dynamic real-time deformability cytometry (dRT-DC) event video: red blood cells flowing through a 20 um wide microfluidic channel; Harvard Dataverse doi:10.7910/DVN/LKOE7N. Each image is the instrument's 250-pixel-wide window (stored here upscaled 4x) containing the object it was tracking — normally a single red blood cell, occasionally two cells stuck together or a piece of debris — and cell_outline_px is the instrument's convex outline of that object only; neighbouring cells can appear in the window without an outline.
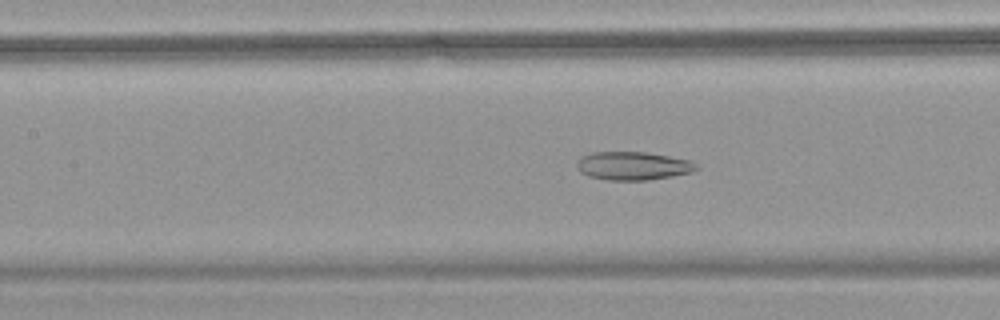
{"species": "common noctule bat (a hibernating species)", "species_latin": "Nyctalus noctula", "temperature_condition": "warm", "stored_images_in_passage": 43, "camera_frame_rate_fps": 3000, "um_per_image_px": 0.085, "animal": {"sex": "female", "body_mass_g": 18.4}, "frame": {"image": 1, "passage_image": 14, "time_ms": 4.333, "image_size_px": [1000, 320], "cell_outline_px": [[700, 168], [692, 172], [672, 176], [648, 180], [608, 180], [588, 176], [580, 172], [576, 168], [576, 164], [580, 156], [592, 152], [644, 152], [692, 160], [700, 164]], "centroid_in_image_um": [53.82, 14.09], "position_along_channel_um": 153.6, "area_um2": 20.0}}
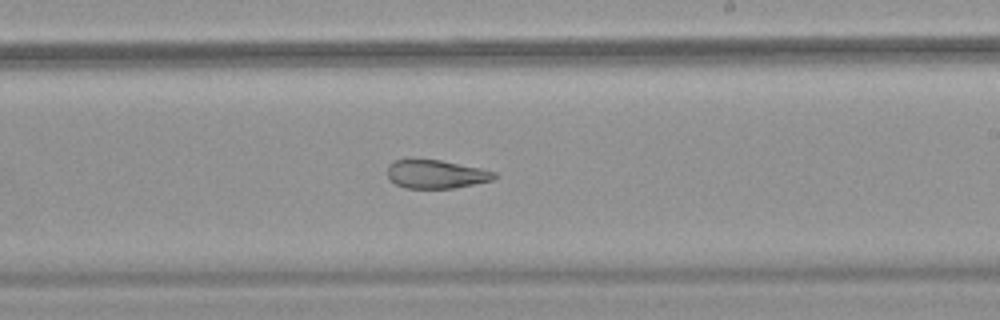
{"frame": {"image": 2, "passage_image": 22, "time_ms": 7.0, "image_size_px": [1000, 320], "cell_outline_px": [[500, 176], [492, 180], [456, 188], [404, 188], [388, 180], [388, 164], [392, 160], [440, 160], [480, 168], [496, 172]], "centroid_in_image_um": [37.07, 14.81], "position_along_channel_um": 251.9, "area_um2": 17.8}}
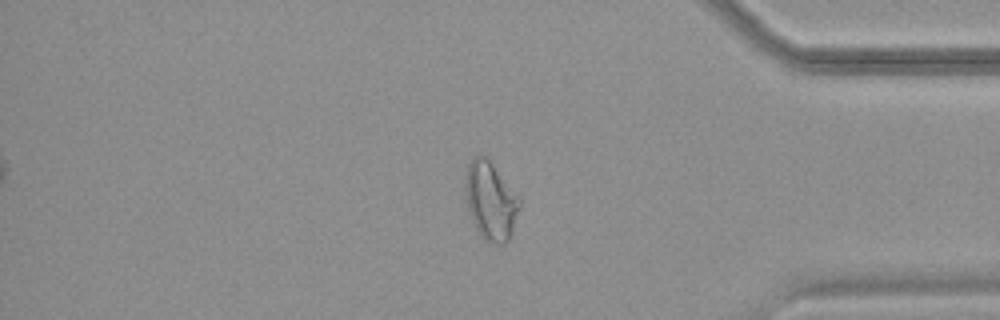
{"frame": {"image": 3, "passage_image": 35, "time_ms": 11.333, "image_size_px": [1000, 320], "cell_outline_px": [[520, 208], [508, 240], [504, 244], [496, 244], [484, 240], [480, 236], [472, 220], [468, 208], [464, 184], [468, 164], [472, 156], [480, 152], [492, 164], [520, 196]], "centroid_in_image_um": [41.69, 17.05], "position_along_channel_um": 393.5, "area_um2": 24.74}, "authors_computed_cell_mechanics": {"area_um2": 22.3686, "velocity_mm_per_s": 3.7113, "shape_relaxation_time_tau1_ms": null, "shape_relaxation_time_tau2_ms": 3.1347, "deformation_change_tau1": null, "deformation_change_tau2": 0.116}}